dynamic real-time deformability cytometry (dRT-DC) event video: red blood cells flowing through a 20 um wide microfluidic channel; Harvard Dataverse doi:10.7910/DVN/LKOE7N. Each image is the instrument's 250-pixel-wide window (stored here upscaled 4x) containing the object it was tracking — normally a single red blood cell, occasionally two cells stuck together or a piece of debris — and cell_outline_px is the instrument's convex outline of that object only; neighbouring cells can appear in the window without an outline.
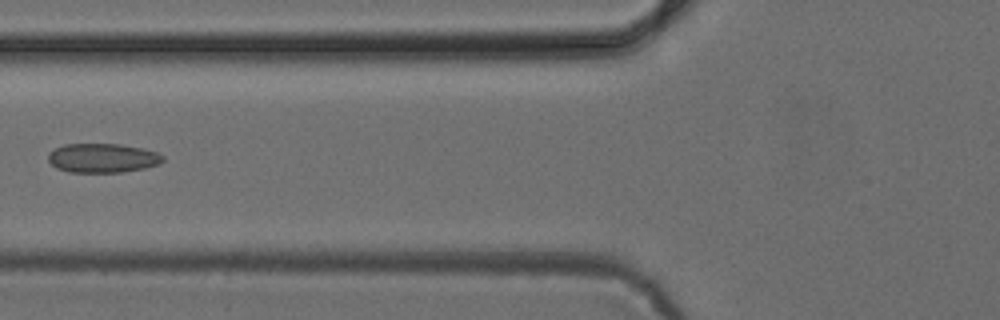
{"species": "common noctule bat (a hibernating species)", "species_latin": "Nyctalus noctula", "temperature_condition": "cold", "stored_images_in_passage": 5, "camera_frame_rate_fps": 3000, "um_per_image_px": 0.085, "animal": {"sex": "female", "body_mass_g": 24.6, "forearm_length_mm": 56.2}, "frame": {"image": 1, "passage_image": 5, "time_ms": 4.667, "image_size_px": [1000, 320], "cell_outline_px": [[164, 160], [160, 164], [144, 168], [120, 172], [68, 172], [56, 168], [48, 160], [48, 152], [64, 144], [120, 144], [144, 148], [156, 152], [164, 156]], "centroid_in_image_um": [8.72, 13.43], "position_along_channel_um": 117.1, "area_um2": 19.59}}